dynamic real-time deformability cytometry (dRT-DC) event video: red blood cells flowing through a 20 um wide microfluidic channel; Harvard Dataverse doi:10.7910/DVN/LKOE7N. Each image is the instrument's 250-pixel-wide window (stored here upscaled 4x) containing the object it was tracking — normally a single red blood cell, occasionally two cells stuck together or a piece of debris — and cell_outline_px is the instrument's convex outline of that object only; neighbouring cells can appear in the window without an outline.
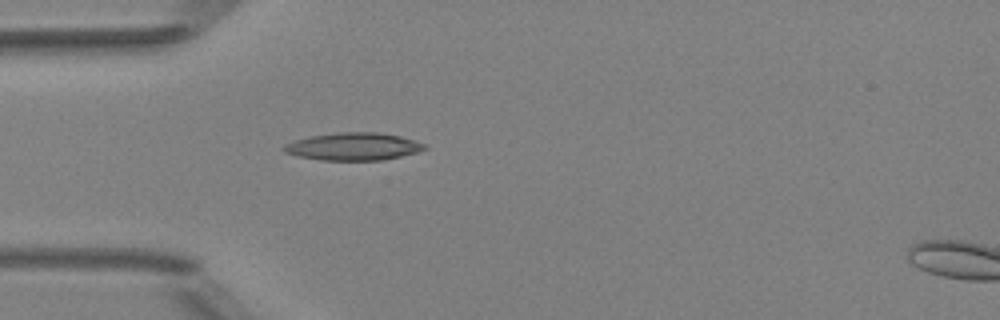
{"species": "Egyptian fruit bat (a non-hibernating species)", "species_latin": "Rousettus aegyptiacus", "temperature_condition": "room temperature", "stored_images_in_passage": 4, "camera_frame_rate_fps": 3000, "um_per_image_px": 0.085, "animal": {"sex": "female"}, "frame": {"image": 1, "passage_image": 3, "time_ms": 2.333, "image_size_px": [1000, 320], "cell_outline_px": [[428, 148], [416, 152], [400, 156], [380, 160], [320, 160], [300, 156], [284, 152], [280, 148], [284, 144], [296, 140], [312, 136], [336, 132], [376, 132], [400, 136], [424, 144]], "centroid_in_image_um": [30.0, 12.45], "position_along_channel_um": 55.0, "area_um2": 22.37}}